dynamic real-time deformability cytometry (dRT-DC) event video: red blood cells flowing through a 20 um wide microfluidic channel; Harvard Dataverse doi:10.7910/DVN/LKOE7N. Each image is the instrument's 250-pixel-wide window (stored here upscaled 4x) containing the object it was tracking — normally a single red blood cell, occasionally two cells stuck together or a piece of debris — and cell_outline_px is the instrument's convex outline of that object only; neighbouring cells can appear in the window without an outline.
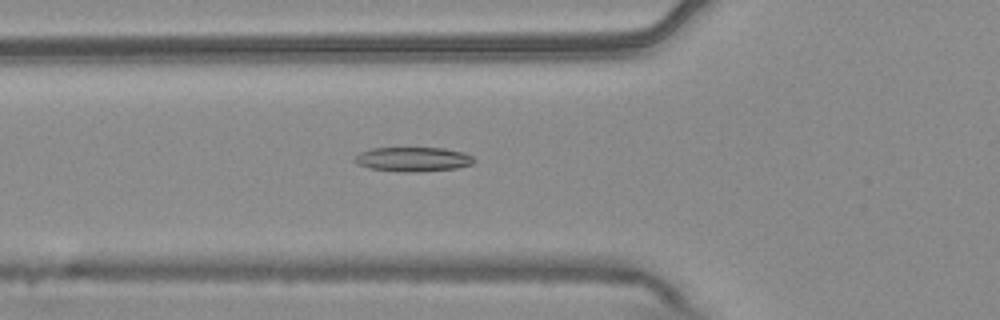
{"species": "common noctule bat (a hibernating species)", "species_latin": "Nyctalus noctula", "temperature_condition": "warm", "stored_images_in_passage": 51, "camera_frame_rate_fps": 3000, "um_per_image_px": 0.085, "animal": {"sex": "male", "body_mass_g": 20.4}, "frame": {"image": 1, "passage_image": 16, "time_ms": 5.0, "image_size_px": [1000, 320], "cell_outline_px": [[476, 160], [472, 164], [456, 168], [412, 172], [404, 172], [368, 168], [356, 164], [352, 160], [360, 152], [372, 148], [444, 148], [464, 152], [472, 156]], "centroid_in_image_um": [35.09, 13.53], "position_along_channel_um": 90.7, "area_um2": 16.99}}
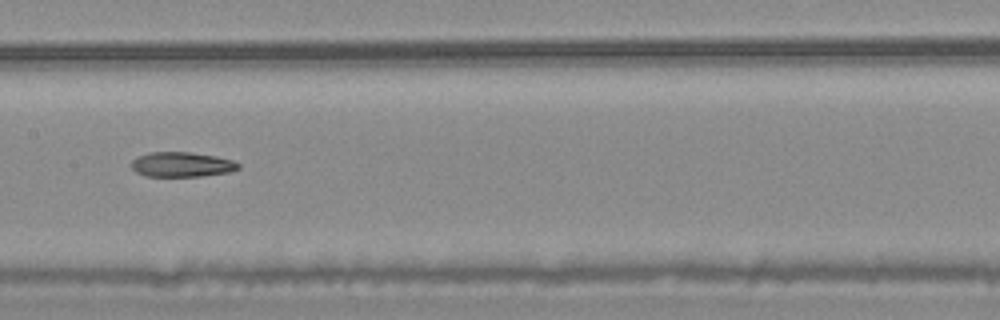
{"frame": {"image": 2, "passage_image": 24, "time_ms": 7.667, "image_size_px": [1000, 320], "cell_outline_px": [[240, 168], [228, 172], [200, 176], [148, 176], [136, 172], [132, 168], [132, 160], [148, 152], [188, 152], [216, 156], [232, 160], [240, 164]], "centroid_in_image_um": [15.46, 13.98], "position_along_channel_um": 191.9, "area_um2": 15.32}}
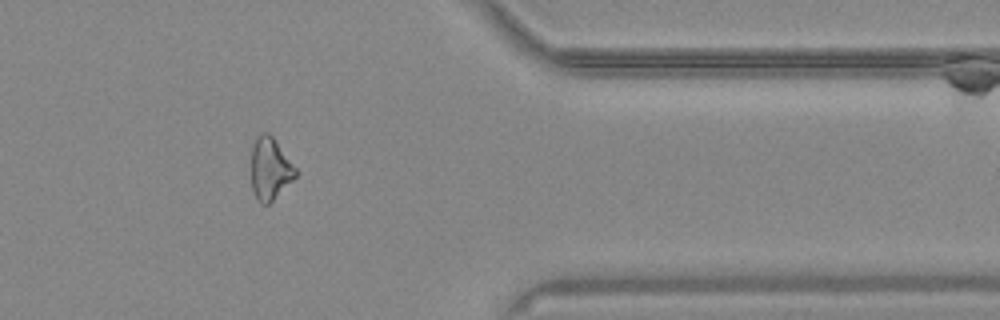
{"frame": {"image": 3, "passage_image": 41, "time_ms": 13.333, "image_size_px": [1000, 320], "cell_outline_px": [[296, 176], [268, 204], [260, 204], [252, 188], [252, 148], [256, 136], [260, 132], [268, 132], [272, 136], [296, 168]], "centroid_in_image_um": [22.93, 14.31], "position_along_channel_um": 388.5, "area_um2": 15.72}}